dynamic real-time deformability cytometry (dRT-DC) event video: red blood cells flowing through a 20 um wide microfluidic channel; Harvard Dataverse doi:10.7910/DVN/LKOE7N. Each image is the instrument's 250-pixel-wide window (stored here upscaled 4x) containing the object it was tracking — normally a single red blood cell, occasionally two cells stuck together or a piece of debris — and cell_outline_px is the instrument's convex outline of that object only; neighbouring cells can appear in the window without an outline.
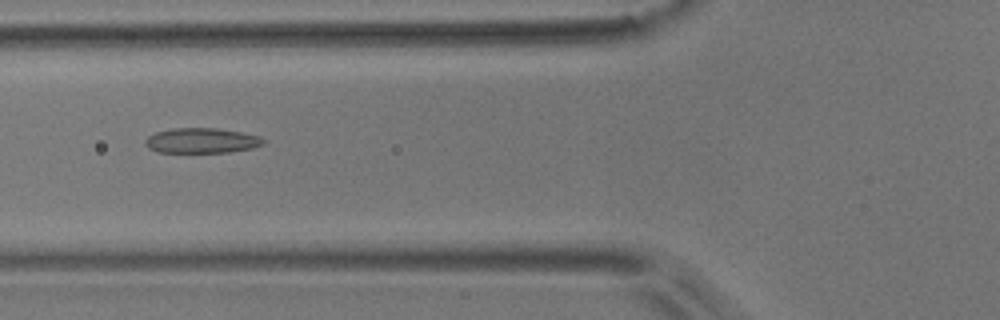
{"species": "common noctule bat (a hibernating species)", "species_latin": "Nyctalus noctula", "temperature_condition": "room temperature", "stored_images_in_passage": 8, "camera_frame_rate_fps": 3000, "um_per_image_px": 0.085, "animal": {"sex": "male", "body_mass_g": 17.9}, "frame": {"image": 1, "passage_image": 6, "time_ms": 1.667, "image_size_px": [1000, 320], "cell_outline_px": [[264, 144], [252, 148], [228, 152], [156, 152], [148, 148], [144, 144], [144, 140], [148, 136], [156, 132], [172, 128], [216, 128], [240, 132], [260, 136], [264, 140]], "centroid_in_image_um": [17.1, 11.95], "position_along_channel_um": 108.7, "area_um2": 17.28}}
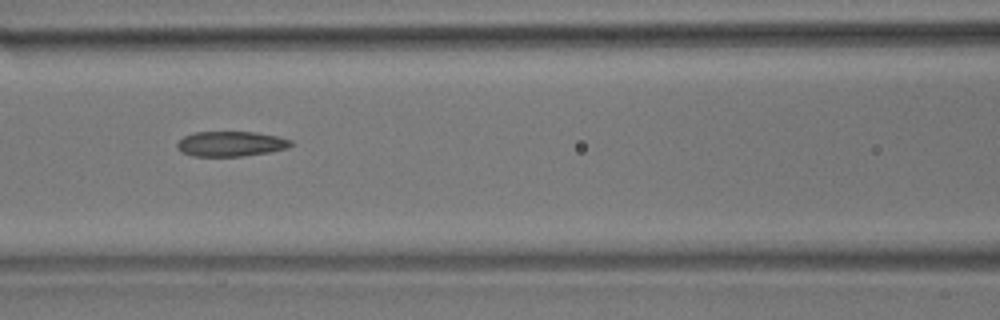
{"frame": {"image": 2, "passage_image": 7, "time_ms": 2.0, "image_size_px": [1000, 320], "cell_outline_px": [[292, 144], [288, 148], [268, 152], [240, 156], [192, 156], [180, 152], [176, 148], [176, 144], [184, 136], [196, 132], [256, 132], [276, 136], [292, 140]], "centroid_in_image_um": [19.59, 12.23], "position_along_channel_um": 147.0, "area_um2": 16.59}}
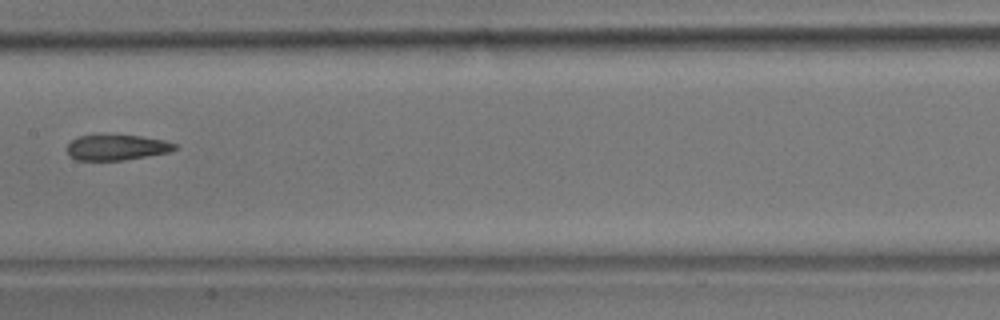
{"frame": {"image": 3, "passage_image": 8, "time_ms": 2.333, "image_size_px": [1000, 320], "cell_outline_px": [[180, 148], [168, 152], [124, 160], [76, 160], [68, 156], [68, 144], [76, 136], [140, 136], [164, 140], [176, 144]], "centroid_in_image_um": [9.93, 12.54], "position_along_channel_um": 197.5, "area_um2": 15.78}}